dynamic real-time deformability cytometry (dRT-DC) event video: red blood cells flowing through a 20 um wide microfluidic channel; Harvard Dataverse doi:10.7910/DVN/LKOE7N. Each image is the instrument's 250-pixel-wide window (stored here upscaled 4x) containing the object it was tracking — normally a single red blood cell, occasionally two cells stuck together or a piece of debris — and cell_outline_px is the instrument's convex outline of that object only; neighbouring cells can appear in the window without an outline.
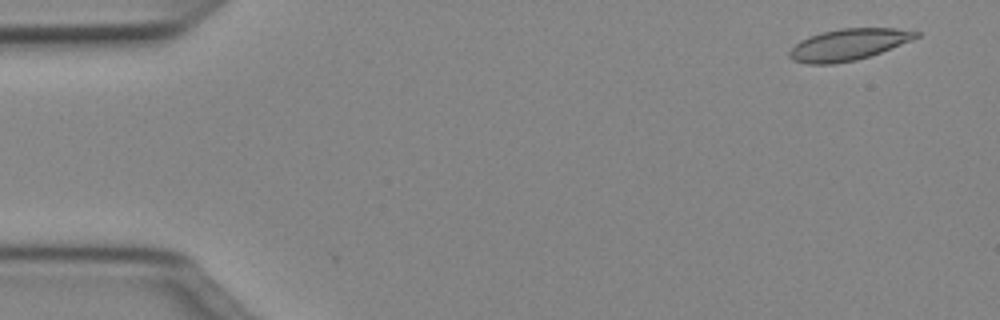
{"species": "Egyptian fruit bat (a non-hibernating species)", "species_latin": "Rousettus aegyptiacus", "temperature_condition": "cold", "stored_images_in_passage": 50, "camera_frame_rate_fps": 3000, "um_per_image_px": 0.085, "animal": {"sex": "female"}, "frame": {"image": 1, "passage_image": 3, "time_ms": 0.667, "image_size_px": [1000, 320], "cell_outline_px": [[920, 36], [912, 40], [880, 52], [856, 60], [832, 64], [808, 64], [792, 60], [788, 56], [788, 52], [800, 40], [808, 36], [840, 28], [896, 28], [920, 32]], "centroid_in_image_um": [72.09, 3.79], "position_along_channel_um": 12.9, "area_um2": 23.12}}
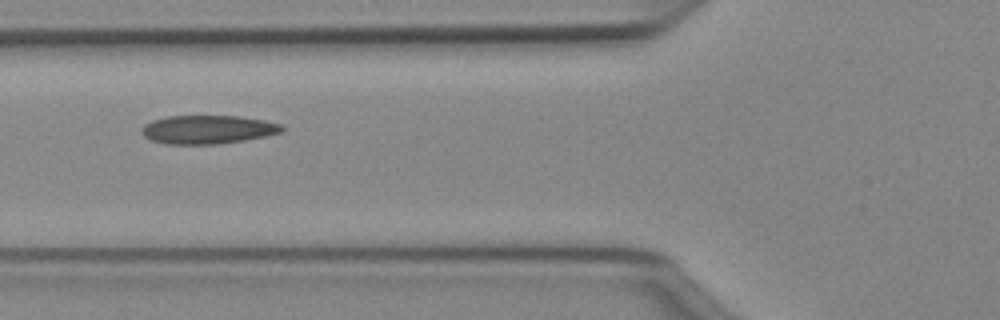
{"frame": {"image": 2, "passage_image": 19, "time_ms": 6.0, "image_size_px": [1000, 320], "cell_outline_px": [[284, 132], [268, 136], [244, 140], [216, 144], [168, 144], [152, 140], [144, 136], [140, 132], [140, 128], [144, 124], [152, 120], [168, 116], [236, 116], [264, 120], [280, 124], [284, 128]], "centroid_in_image_um": [17.66, 11.01], "position_along_channel_um": 108.1, "area_um2": 23.41}}
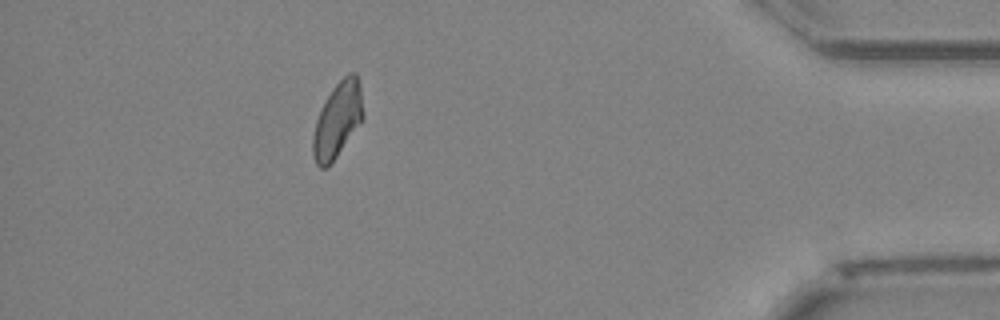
{"frame": {"image": 3, "passage_image": 45, "time_ms": 14.667, "image_size_px": [1000, 320], "cell_outline_px": [[364, 116], [328, 168], [320, 168], [316, 164], [312, 156], [312, 136], [316, 120], [320, 108], [324, 100], [332, 88], [348, 72], [356, 72], [360, 84], [364, 112]], "centroid_in_image_um": [28.66, 10.17], "position_along_channel_um": 406.5, "area_um2": 22.14}, "authors_computed_cell_mechanics": {"area_um2": 22.831, "velocity_mm_per_s": 4.0173, "shape_relaxation_time_tau1_ms": null, "shape_relaxation_time_tau2_ms": 5.04, "deformation_change_tau1": null, "deformation_change_tau2": 0.1111}}